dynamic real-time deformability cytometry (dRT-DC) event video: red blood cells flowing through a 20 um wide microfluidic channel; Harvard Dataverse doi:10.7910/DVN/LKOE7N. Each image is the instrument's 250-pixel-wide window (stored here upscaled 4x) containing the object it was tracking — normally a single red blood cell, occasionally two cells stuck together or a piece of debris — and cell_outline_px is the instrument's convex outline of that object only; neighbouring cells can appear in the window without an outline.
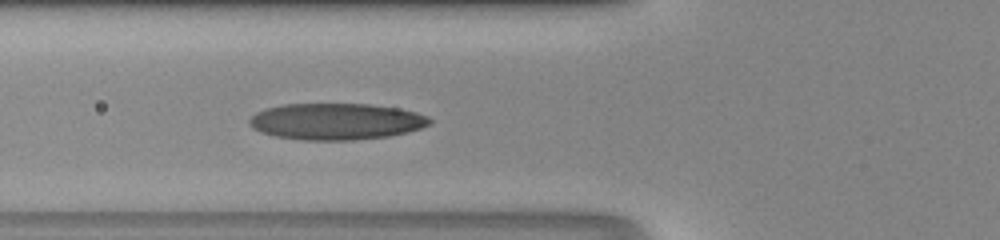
{"species": "human", "species_latin": "Homo sapiens", "temperature_condition": "room temperature", "stored_images_in_passage": 32, "camera_frame_rate_fps": 3000, "um_per_image_px": 0.085, "donor": {"sex": "male"}, "frame": {"image": 1, "passage_image": 5, "time_ms": 1.333, "image_size_px": [1000, 240], "cell_outline_px": [[432, 124], [408, 132], [388, 136], [356, 140], [304, 140], [276, 136], [260, 132], [252, 128], [248, 124], [248, 120], [256, 112], [264, 108], [284, 104], [368, 104], [400, 108], [416, 112], [428, 116], [432, 120]], "centroid_in_image_um": [28.57, 10.32], "position_along_channel_um": 97.2, "area_um2": 38.61}}
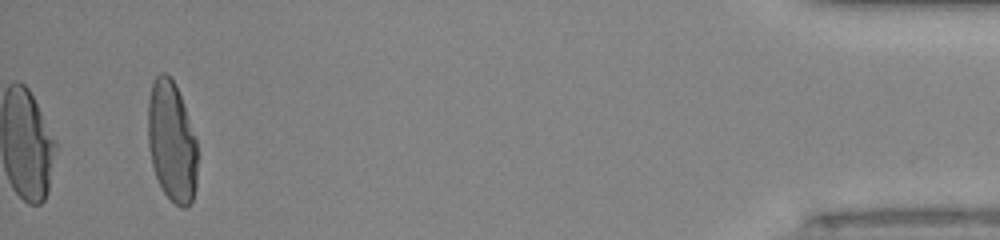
{"frame": {"image": 2, "passage_image": 32, "time_ms": 10.333, "image_size_px": [1000, 240], "cell_outline_px": [[196, 188], [192, 200], [184, 208], [176, 204], [164, 192], [156, 176], [152, 164], [148, 144], [148, 100], [152, 80], [160, 72], [164, 72], [176, 84], [196, 136]], "centroid_in_image_um": [14.59, 11.99], "position_along_channel_um": 420.6, "area_um2": 34.74}}